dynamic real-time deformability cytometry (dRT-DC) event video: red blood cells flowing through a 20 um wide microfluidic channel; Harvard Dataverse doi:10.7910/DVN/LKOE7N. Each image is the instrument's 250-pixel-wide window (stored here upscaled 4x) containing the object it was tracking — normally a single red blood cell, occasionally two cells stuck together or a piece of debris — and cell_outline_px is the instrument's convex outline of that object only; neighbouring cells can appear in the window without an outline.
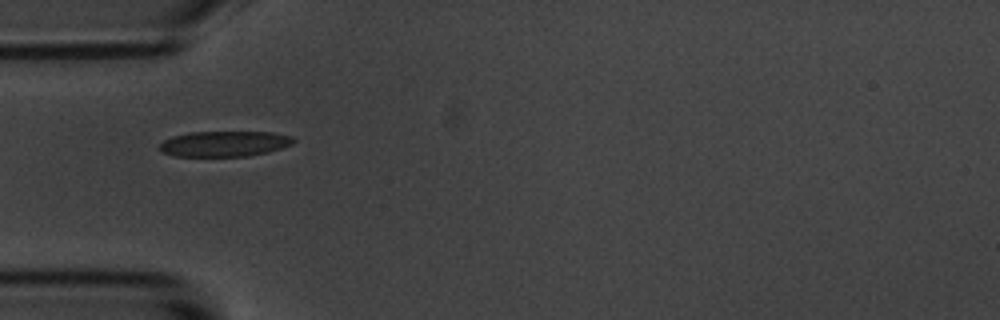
{"species": "common noctule bat (a hibernating species)", "species_latin": "Nyctalus noctula", "temperature_condition": "room temperature", "stored_images_in_passage": 3, "camera_frame_rate_fps": 3000, "um_per_image_px": 0.085, "animal": {"sex": "male", "body_mass_g": 20.1, "forearm_length_mm": 53.5}, "frame": {"image": 1, "passage_image": 1, "time_ms": 0.0, "image_size_px": [1000, 320], "cell_outline_px": [[296, 140], [292, 144], [268, 152], [248, 156], [176, 156], [160, 152], [160, 144], [164, 140], [172, 136], [188, 132], [272, 132], [292, 136]], "centroid_in_image_um": [19.07, 12.21], "position_along_channel_um": 65.9, "area_um2": 19.94}}
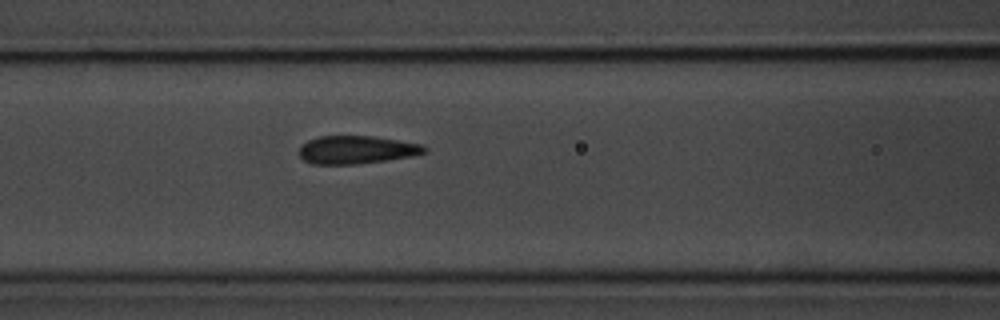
{"frame": {"image": 2, "passage_image": 3, "time_ms": 2.0, "image_size_px": [1000, 320], "cell_outline_px": [[428, 148], [424, 152], [412, 156], [356, 164], [312, 164], [304, 160], [300, 156], [300, 144], [308, 140], [320, 136], [372, 136], [424, 144]], "centroid_in_image_um": [30.3, 12.72], "position_along_channel_um": 136.3, "area_um2": 20.4}}